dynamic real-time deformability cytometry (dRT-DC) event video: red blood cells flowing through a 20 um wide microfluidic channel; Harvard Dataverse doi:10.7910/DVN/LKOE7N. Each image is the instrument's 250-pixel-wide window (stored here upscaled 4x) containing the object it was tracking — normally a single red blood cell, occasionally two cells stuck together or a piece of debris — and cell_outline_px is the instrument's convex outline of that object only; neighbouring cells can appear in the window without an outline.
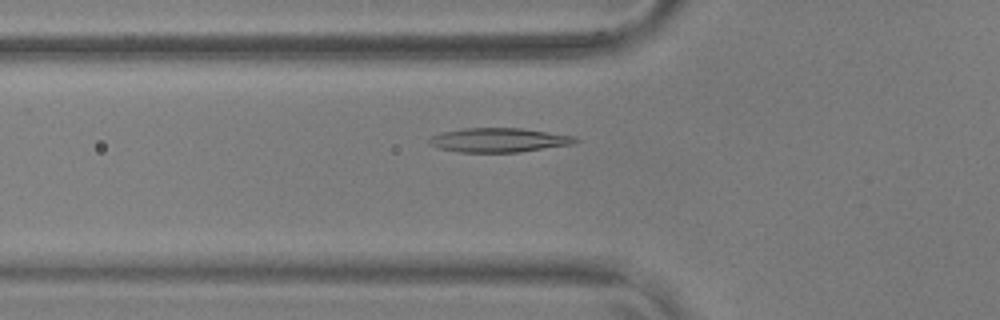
{"species": "common noctule bat (a hibernating species)", "species_latin": "Nyctalus noctula", "temperature_condition": "warm", "stored_images_in_passage": 49, "camera_frame_rate_fps": 3000, "um_per_image_px": 0.085, "animal": {"sex": "male", "body_mass_g": 17.9, "forearm_length_mm": 54.2}, "frame": {"image": 1, "passage_image": 13, "time_ms": 4.0, "image_size_px": [1000, 320], "cell_outline_px": [[580, 140], [576, 144], [520, 152], [460, 152], [440, 148], [428, 144], [428, 140], [432, 136], [440, 132], [464, 128], [520, 128], [548, 132], [572, 136]], "centroid_in_image_um": [42.41, 11.91], "position_along_channel_um": 83.4, "area_um2": 20.63}}
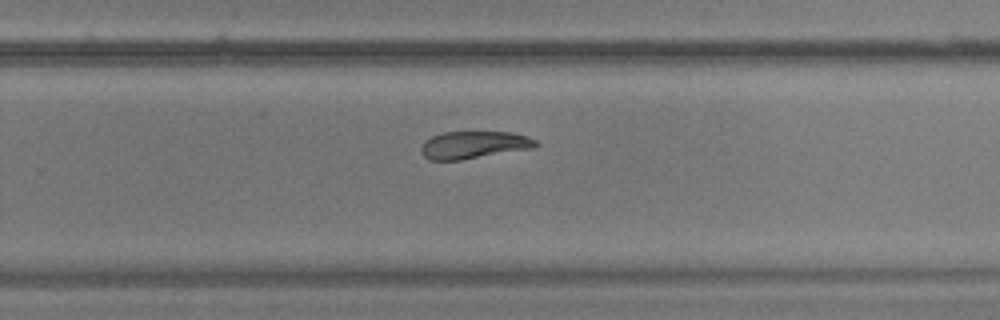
{"frame": {"image": 2, "passage_image": 30, "time_ms": 9.667, "image_size_px": [1000, 320], "cell_outline_px": [[540, 144], [536, 148], [460, 160], [428, 160], [420, 152], [420, 148], [424, 140], [432, 136], [444, 132], [512, 132], [528, 136], [536, 140]], "centroid_in_image_um": [40.3, 12.32], "position_along_channel_um": 289.5, "area_um2": 18.61}}
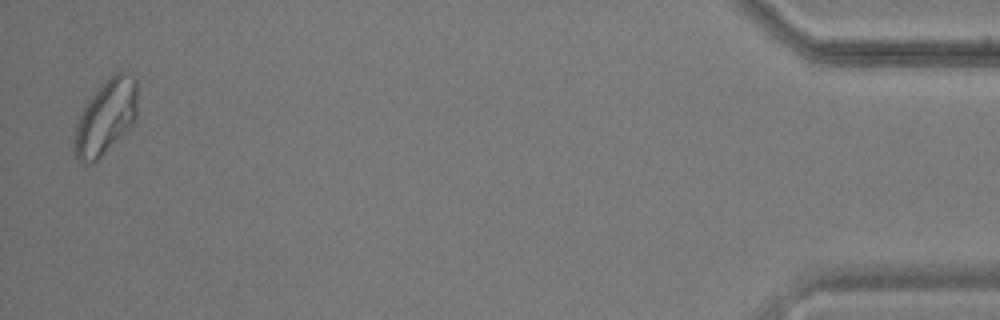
{"frame": {"image": 3, "passage_image": 48, "time_ms": 15.667, "image_size_px": [1000, 320], "cell_outline_px": [[136, 120], [96, 160], [88, 164], [84, 164], [76, 156], [72, 148], [72, 140], [76, 124], [88, 100], [104, 80], [108, 76], [116, 72], [128, 72], [136, 80]], "centroid_in_image_um": [8.96, 9.93], "position_along_channel_um": 426.2, "area_um2": 27.11}, "authors_computed_cell_mechanics": {"area_um2": 20.0566, "velocity_mm_per_s": 3.6339, "shape_relaxation_time_tau1_ms": 4.4647, "shape_relaxation_time_tau2_ms": 8.089, "deformation_change_tau1": 0.1336, "deformation_change_tau2": 0.1281}}